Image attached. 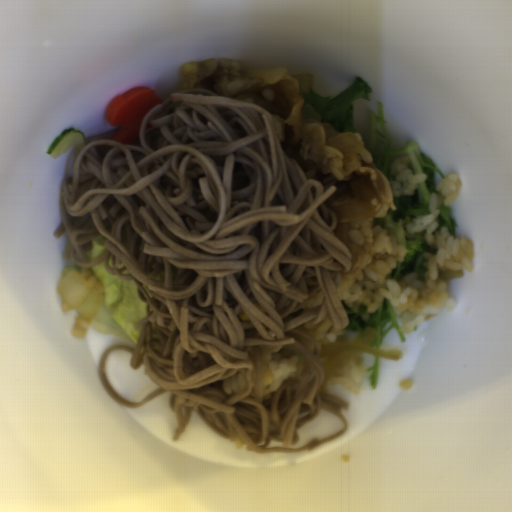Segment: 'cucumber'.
I'll return each instance as SVG.
<instances>
[{"mask_svg": "<svg viewBox=\"0 0 512 512\" xmlns=\"http://www.w3.org/2000/svg\"><path fill=\"white\" fill-rule=\"evenodd\" d=\"M87 141L82 130L77 128L63 129L52 141L46 153L56 159L70 148H75L81 152L85 142Z\"/></svg>", "mask_w": 512, "mask_h": 512, "instance_id": "8b760119", "label": "cucumber"}]
</instances>
